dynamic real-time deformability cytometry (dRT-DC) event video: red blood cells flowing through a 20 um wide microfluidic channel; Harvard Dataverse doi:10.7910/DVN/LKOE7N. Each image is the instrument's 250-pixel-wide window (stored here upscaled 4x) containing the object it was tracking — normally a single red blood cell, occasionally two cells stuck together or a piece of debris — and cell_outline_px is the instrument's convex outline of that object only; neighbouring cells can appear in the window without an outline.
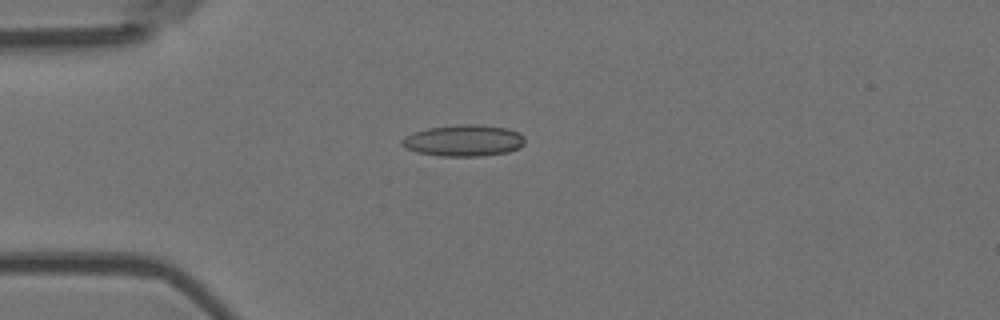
{"species": "Egyptian fruit bat (a non-hibernating species)", "species_latin": "Rousettus aegyptiacus", "temperature_condition": "room temperature", "stored_images_in_passage": 5, "camera_frame_rate_fps": 3000, "um_per_image_px": 0.085, "animal": {"sex": "female"}, "frame": {"image": 1, "passage_image": 3, "time_ms": 0.667, "image_size_px": [1000, 320], "cell_outline_px": [[524, 144], [520, 148], [508, 152], [480, 156], [444, 156], [416, 152], [404, 148], [400, 144], [400, 140], [404, 136], [428, 128], [460, 124], [476, 124], [508, 128], [520, 132], [524, 136]], "centroid_in_image_um": [39.42, 11.94], "position_along_channel_um": 45.6, "area_um2": 22.72}}